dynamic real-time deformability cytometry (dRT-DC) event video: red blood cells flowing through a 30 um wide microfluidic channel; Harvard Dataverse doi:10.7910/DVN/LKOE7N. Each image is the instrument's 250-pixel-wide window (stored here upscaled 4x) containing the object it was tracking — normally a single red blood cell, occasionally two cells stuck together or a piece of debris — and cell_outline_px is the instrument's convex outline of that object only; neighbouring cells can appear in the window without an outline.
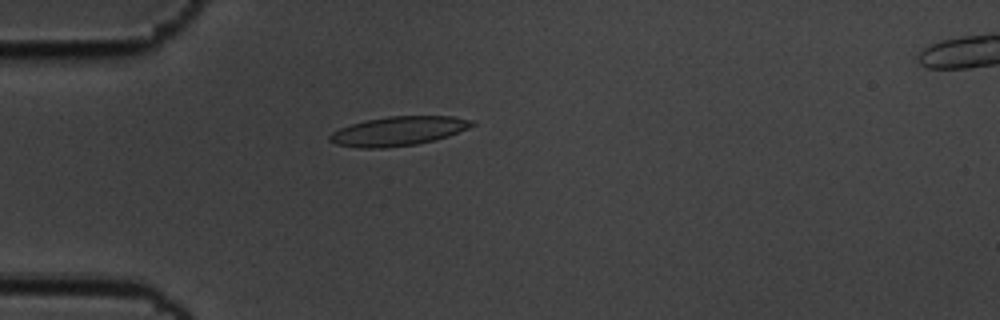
{"species": "common noctule bat (a hibernating species)", "species_latin": "Nyctalus noctula", "temperature_condition": "cold", "stored_images_in_passage": 58, "camera_frame_rate_fps": 3000, "um_per_image_px": 0.085, "animal": {"sex": "male", "body_mass_g": 19.5, "forearm_length_mm": 54.6}, "frame": {"image": 1, "passage_image": 16, "time_ms": 5.0, "image_size_px": [1000, 320], "cell_outline_px": [[476, 124], [468, 128], [448, 136], [416, 144], [384, 148], [360, 148], [336, 144], [328, 140], [328, 136], [332, 132], [340, 128], [352, 124], [368, 120], [388, 116], [452, 116], [476, 120]], "centroid_in_image_um": [33.88, 11.14], "position_along_channel_um": 51.1, "area_um2": 24.1}}
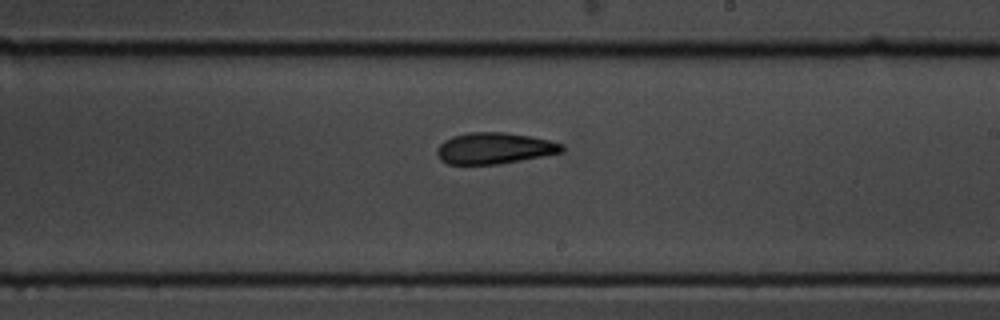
{"frame": {"image": 2, "passage_image": 34, "time_ms": 11.0, "image_size_px": [1000, 320], "cell_outline_px": [[564, 152], [544, 156], [500, 164], [448, 164], [440, 160], [436, 152], [436, 148], [444, 140], [452, 136], [468, 132], [504, 132], [528, 136], [548, 140], [564, 144]], "centroid_in_image_um": [42.01, 12.6], "position_along_channel_um": 247.0, "area_um2": 22.89}}
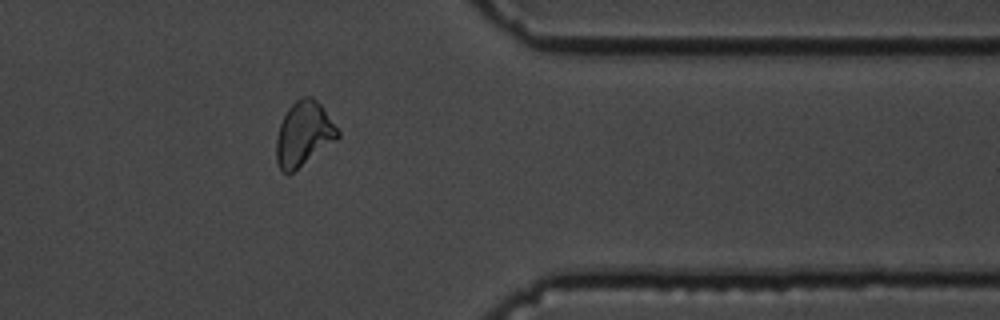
{"frame": {"image": 3, "passage_image": 47, "time_ms": 15.333, "image_size_px": [1000, 320], "cell_outline_px": [[340, 136], [336, 140], [288, 176], [280, 168], [276, 160], [276, 140], [280, 124], [288, 108], [300, 96], [312, 96], [320, 104], [340, 132]], "centroid_in_image_um": [25.8, 11.39], "position_along_channel_um": 385.6, "area_um2": 22.95}, "authors_computed_cell_mechanics": {"area_um2": 23.0622, "velocity_mm_per_s": 3.4744, "shape_relaxation_time_tau1_ms": 7.4109, "shape_relaxation_time_tau2_ms": 6.4295, "deformation_change_tau1": 0.1482, "deformation_change_tau2": 0.1273}}